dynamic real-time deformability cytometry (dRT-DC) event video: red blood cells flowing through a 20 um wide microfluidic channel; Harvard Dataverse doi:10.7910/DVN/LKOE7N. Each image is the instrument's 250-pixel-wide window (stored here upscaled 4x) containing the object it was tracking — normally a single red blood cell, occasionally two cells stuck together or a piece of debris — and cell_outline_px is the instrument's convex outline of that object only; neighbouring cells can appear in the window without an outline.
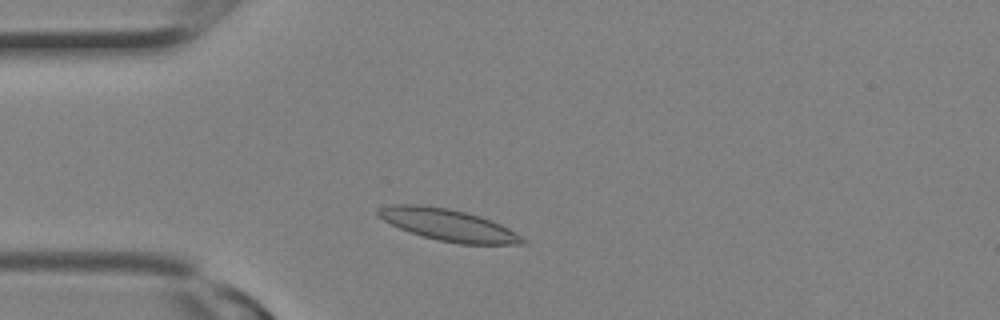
{"species": "Egyptian fruit bat (a non-hibernating species)", "species_latin": "Rousettus aegyptiacus", "temperature_condition": "room temperature", "stored_images_in_passage": 1, "camera_frame_rate_fps": 3000, "um_per_image_px": 0.085, "animal": {"sex": "female"}, "frame": {"image": 1, "passage_image": 1, "time_ms": 0.0, "image_size_px": [1000, 320], "cell_outline_px": [[524, 244], [460, 244], [440, 240], [424, 236], [400, 228], [376, 216], [376, 212], [380, 208], [392, 204], [416, 204], [448, 208], [480, 216], [492, 220], [508, 228], [520, 236], [524, 240]], "centroid_in_image_um": [38.08, 19.11], "position_along_channel_um": 46.9, "area_um2": 26.3}}